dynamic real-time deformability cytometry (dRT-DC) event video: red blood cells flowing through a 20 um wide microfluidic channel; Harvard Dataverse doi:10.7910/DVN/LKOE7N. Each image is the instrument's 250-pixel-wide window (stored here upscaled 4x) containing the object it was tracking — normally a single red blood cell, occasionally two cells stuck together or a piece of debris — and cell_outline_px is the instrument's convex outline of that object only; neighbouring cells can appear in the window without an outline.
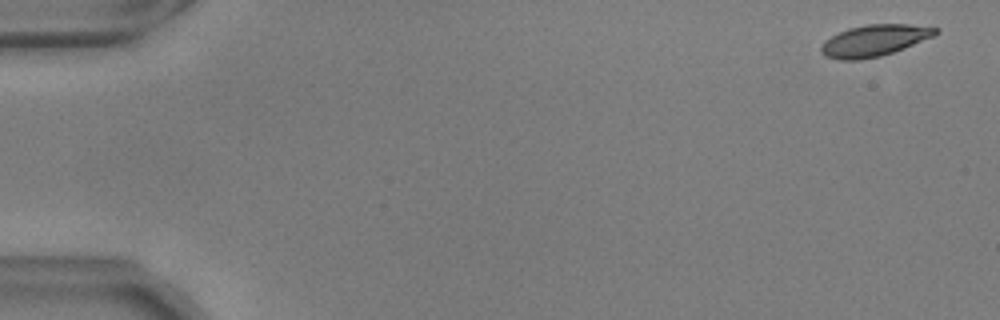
{"species": "common noctule bat (a hibernating species)", "species_latin": "Nyctalus noctula", "temperature_condition": "warm", "stored_images_in_passage": 14, "camera_frame_rate_fps": 3000, "um_per_image_px": 0.085, "animal": {"sex": "male", "body_mass_g": 17.9, "forearm_length_mm": 54.2}, "frame": {"image": 1, "passage_image": 3, "time_ms": 0.667, "image_size_px": [1000, 320], "cell_outline_px": [[940, 28], [932, 36], [892, 52], [880, 56], [860, 60], [840, 60], [824, 56], [820, 52], [820, 44], [824, 40], [848, 28], [868, 24], [908, 24]], "centroid_in_image_um": [74.23, 3.45], "position_along_channel_um": 10.8, "area_um2": 20.75}}